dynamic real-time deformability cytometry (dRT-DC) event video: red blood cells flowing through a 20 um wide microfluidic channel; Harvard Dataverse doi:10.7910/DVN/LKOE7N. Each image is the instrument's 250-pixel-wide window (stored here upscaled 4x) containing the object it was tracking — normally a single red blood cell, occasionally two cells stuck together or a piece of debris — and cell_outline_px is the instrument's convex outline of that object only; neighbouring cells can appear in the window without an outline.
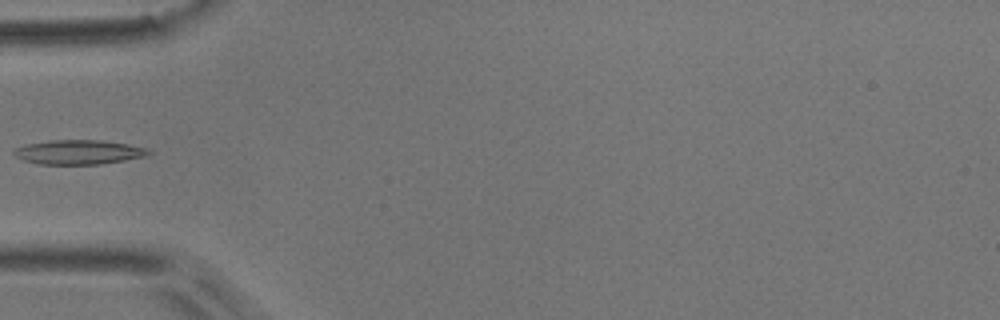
{"species": "common noctule bat (a hibernating species)", "species_latin": "Nyctalus noctula", "temperature_condition": "room temperature", "stored_images_in_passage": 5, "camera_frame_rate_fps": 3000, "um_per_image_px": 0.085, "animal": {"sex": "male", "body_mass_g": 17.9}, "frame": {"image": 1, "passage_image": 4, "time_ms": 1.0, "image_size_px": [1000, 320], "cell_outline_px": [[152, 152], [148, 156], [100, 164], [36, 164], [24, 160], [16, 156], [12, 152], [12, 148], [28, 144], [48, 140], [104, 140], [128, 144], [148, 148]], "centroid_in_image_um": [6.69, 12.92], "position_along_channel_um": 78.3, "area_um2": 19.31}}
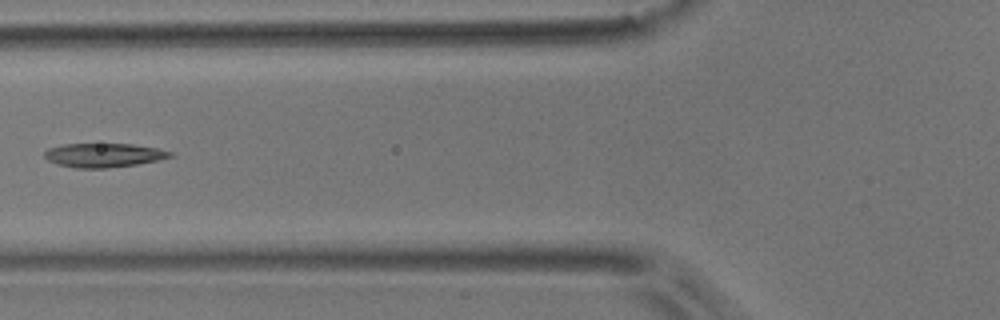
{"frame": {"image": 2, "passage_image": 5, "time_ms": 1.333, "image_size_px": [1000, 320], "cell_outline_px": [[176, 156], [136, 164], [108, 168], [76, 168], [56, 164], [48, 160], [44, 156], [44, 152], [48, 148], [64, 144], [132, 144], [156, 148], [172, 152]], "centroid_in_image_um": [8.8, 13.19], "position_along_channel_um": 117.0, "area_um2": 17.51}}